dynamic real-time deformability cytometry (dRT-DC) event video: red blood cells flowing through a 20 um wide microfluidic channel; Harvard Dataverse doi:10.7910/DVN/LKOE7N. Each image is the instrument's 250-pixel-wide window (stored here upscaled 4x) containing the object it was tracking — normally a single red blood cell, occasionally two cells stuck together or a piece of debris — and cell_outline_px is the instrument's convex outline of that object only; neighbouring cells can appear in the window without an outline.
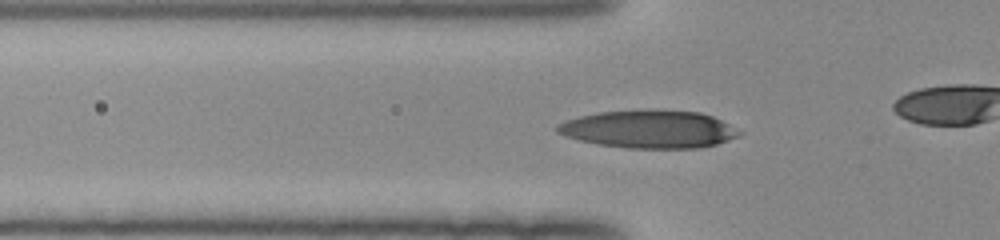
{"species": "human", "species_latin": "Homo sapiens", "temperature_condition": "room temperature", "stored_images_in_passage": 42, "camera_frame_rate_fps": 3000, "um_per_image_px": 0.085, "donor": {"sex": "female"}, "frame": {"image": 1, "passage_image": 18, "time_ms": 5.667, "image_size_px": [1000, 240], "cell_outline_px": [[744, 132], [740, 136], [716, 144], [700, 148], [628, 148], [596, 144], [564, 136], [556, 132], [556, 124], [580, 116], [600, 112], [700, 112], [712, 116]], "centroid_in_image_um": [55.17, 11.02], "position_along_channel_um": 70.6, "area_um2": 39.13}}
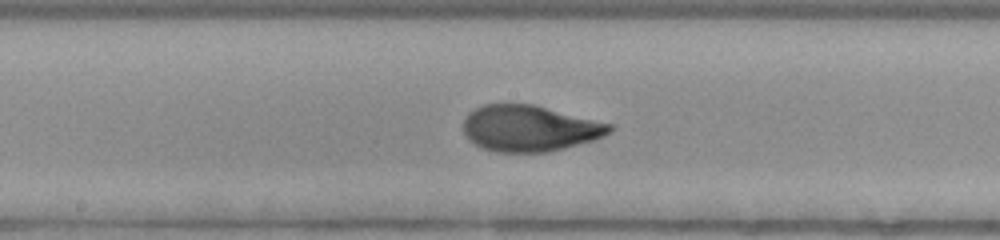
{"frame": {"image": 2, "passage_image": 28, "time_ms": 9.0, "image_size_px": [1000, 240], "cell_outline_px": [[616, 128], [604, 136], [592, 140], [564, 148], [548, 152], [496, 152], [480, 148], [468, 140], [464, 132], [464, 120], [468, 112], [484, 104], [532, 104], [612, 124]], "centroid_in_image_um": [44.99, 10.92], "position_along_channel_um": 203.2, "area_um2": 39.3}}
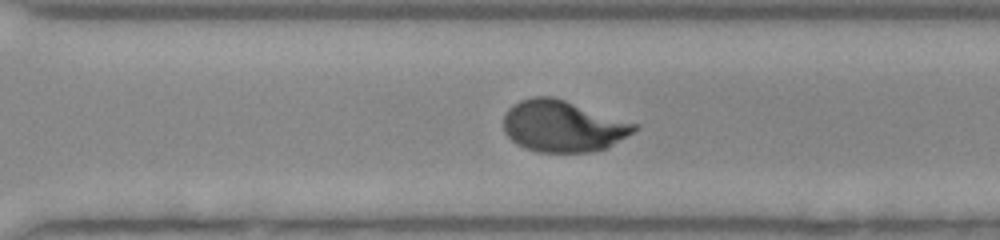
{"frame": {"image": 3, "passage_image": 37, "time_ms": 12.0, "image_size_px": [1000, 240], "cell_outline_px": [[640, 128], [608, 148], [592, 152], [540, 152], [524, 148], [516, 144], [504, 132], [504, 116], [508, 108], [512, 104], [520, 100], [532, 96], [552, 96], [640, 124]], "centroid_in_image_um": [47.87, 10.72], "position_along_channel_um": 322.7, "area_um2": 39.59}}